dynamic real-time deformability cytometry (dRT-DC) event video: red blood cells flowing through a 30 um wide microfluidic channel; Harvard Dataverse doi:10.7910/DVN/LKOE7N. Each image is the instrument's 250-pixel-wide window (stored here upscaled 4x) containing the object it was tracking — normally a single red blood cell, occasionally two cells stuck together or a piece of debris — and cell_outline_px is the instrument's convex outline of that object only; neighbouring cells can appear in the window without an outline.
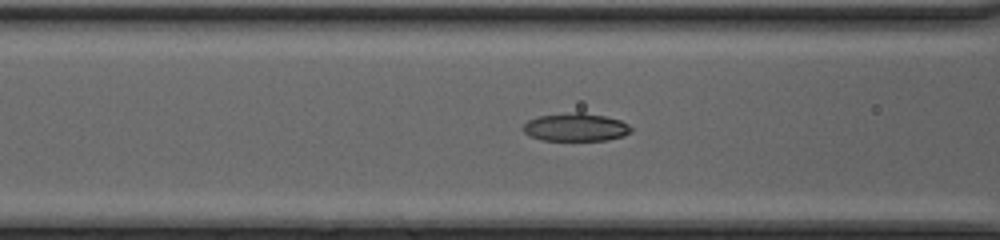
{"species": "common noctule bat (a hibernating species)", "species_latin": "Nyctalus noctula", "temperature_condition": "cold", "stored_images_in_passage": 29, "camera_frame_rate_fps": 3000, "um_per_image_px": 0.085, "animal": {"sex": "female", "body_mass_g": 20.0, "forearm_length_mm": 54.0}, "frame": {"image": 1, "passage_image": 25, "time_ms": 8.0, "image_size_px": [1000, 240], "cell_outline_px": [[632, 132], [624, 136], [608, 140], [540, 140], [524, 132], [520, 128], [528, 120], [540, 116], [572, 112], [584, 112], [604, 116], [620, 120], [628, 124], [632, 128]], "centroid_in_image_um": [48.95, 10.81], "position_along_channel_um": 117.6, "area_um2": 17.69}}
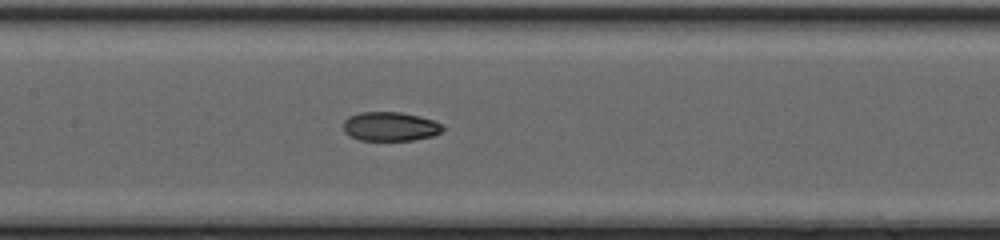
{"frame": {"image": 2, "passage_image": 29, "time_ms": 9.333, "image_size_px": [1000, 240], "cell_outline_px": [[444, 128], [440, 132], [432, 136], [412, 140], [360, 140], [348, 136], [344, 132], [344, 120], [348, 116], [360, 112], [400, 112], [420, 116], [444, 124]], "centroid_in_image_um": [33.15, 10.75], "position_along_channel_um": 174.2, "area_um2": 16.94}}